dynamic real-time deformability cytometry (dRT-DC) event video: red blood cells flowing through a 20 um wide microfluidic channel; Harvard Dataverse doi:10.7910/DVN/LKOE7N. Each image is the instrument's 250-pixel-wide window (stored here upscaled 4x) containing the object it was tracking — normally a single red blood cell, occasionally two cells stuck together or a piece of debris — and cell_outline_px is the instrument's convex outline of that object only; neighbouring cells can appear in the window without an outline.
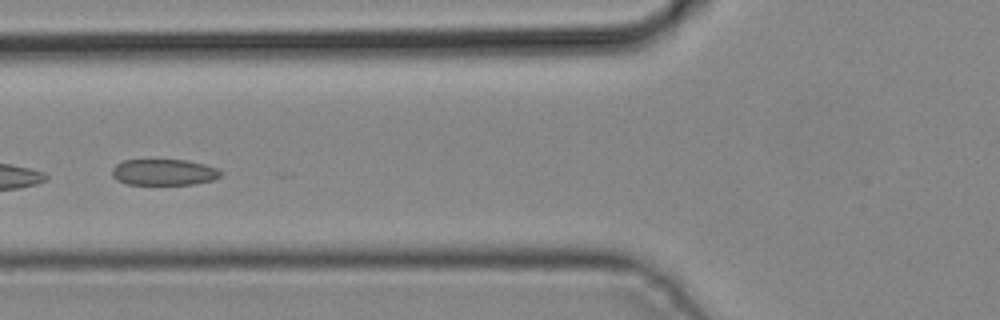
{"species": "common noctule bat (a hibernating species)", "species_latin": "Nyctalus noctula", "temperature_condition": "cold", "stored_images_in_passage": 6, "camera_frame_rate_fps": 3000, "um_per_image_px": 0.085, "animal": {"sex": "male", "body_mass_g": 19.2, "forearm_length_mm": 51.8}, "frame": {"image": 1, "passage_image": 5, "time_ms": 1.333, "image_size_px": [1000, 320], "cell_outline_px": [[224, 172], [220, 176], [212, 180], [196, 184], [128, 184], [116, 180], [112, 176], [112, 168], [116, 164], [124, 160], [184, 160], [204, 164], [216, 168]], "centroid_in_image_um": [13.92, 14.64], "position_along_channel_um": 111.9, "area_um2": 16.53}}
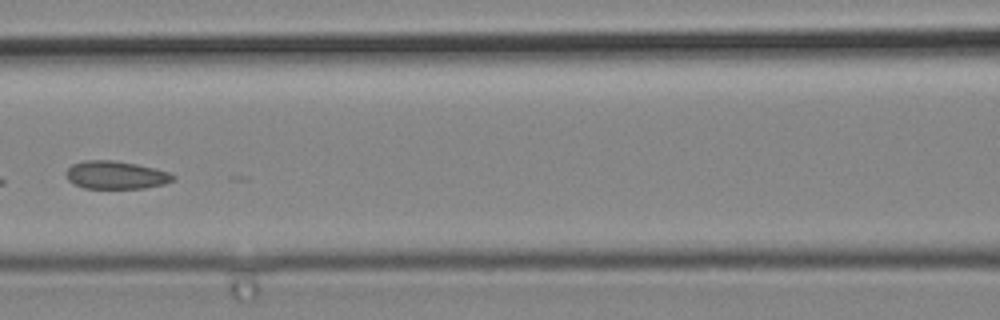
{"frame": {"image": 2, "passage_image": 6, "time_ms": 1.667, "image_size_px": [1000, 320], "cell_outline_px": [[176, 180], [164, 184], [144, 188], [84, 188], [72, 184], [68, 180], [68, 168], [72, 164], [84, 160], [112, 160], [136, 164], [156, 168], [168, 172], [176, 176]], "centroid_in_image_um": [9.88, 14.88], "position_along_channel_um": 156.7, "area_um2": 17.46}}